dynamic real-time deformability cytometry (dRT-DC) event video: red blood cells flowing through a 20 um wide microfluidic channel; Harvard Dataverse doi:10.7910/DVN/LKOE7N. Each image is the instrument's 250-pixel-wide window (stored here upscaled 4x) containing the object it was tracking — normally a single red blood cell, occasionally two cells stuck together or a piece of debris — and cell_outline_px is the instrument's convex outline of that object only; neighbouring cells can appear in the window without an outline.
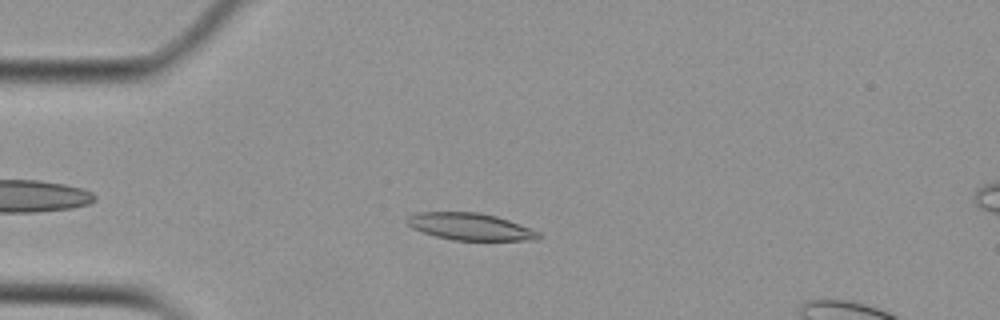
{"species": "Egyptian fruit bat (a non-hibernating species)", "species_latin": "Rousettus aegyptiacus", "temperature_condition": "cold", "stored_images_in_passage": 47, "camera_frame_rate_fps": 3000, "um_per_image_px": 0.085, "animal": {"sex": "female"}, "frame": {"image": 1, "passage_image": 8, "time_ms": 2.333, "image_size_px": [1000, 320], "cell_outline_px": [[540, 236], [536, 240], [452, 240], [436, 236], [412, 228], [404, 220], [408, 216], [416, 212], [480, 212], [496, 216], [508, 220], [540, 232]], "centroid_in_image_um": [39.93, 19.25], "position_along_channel_um": 45.1, "area_um2": 20.63}}
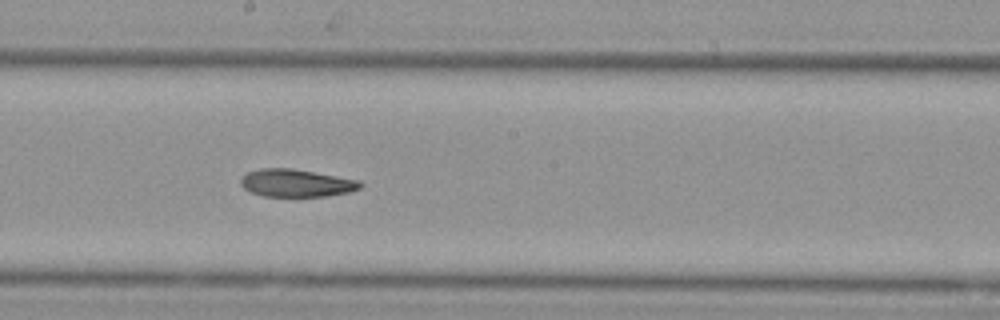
{"frame": {"image": 2, "passage_image": 24, "time_ms": 7.667, "image_size_px": [1000, 320], "cell_outline_px": [[364, 184], [360, 188], [348, 192], [324, 196], [264, 196], [252, 192], [244, 188], [240, 184], [240, 180], [248, 172], [260, 168], [292, 168], [360, 180]], "centroid_in_image_um": [25.2, 15.55], "position_along_channel_um": 223.0, "area_um2": 19.13}}
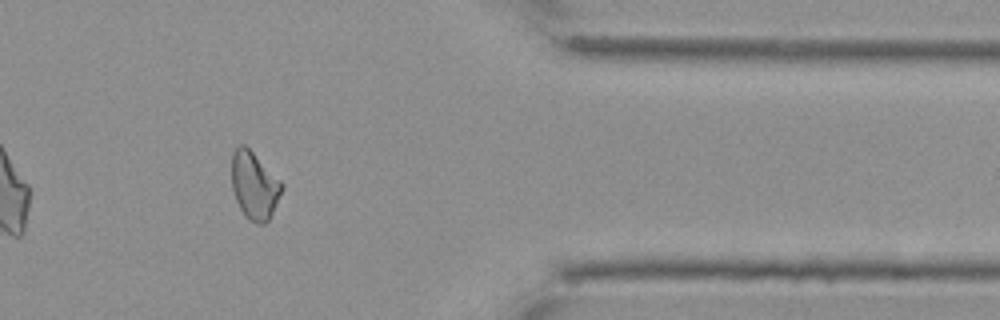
{"frame": {"image": 3, "passage_image": 39, "time_ms": 12.667, "image_size_px": [1000, 320], "cell_outline_px": [[284, 188], [268, 220], [264, 224], [256, 224], [248, 220], [244, 216], [236, 200], [232, 188], [232, 152], [240, 144], [244, 144], [284, 184]], "centroid_in_image_um": [21.61, 15.79], "position_along_channel_um": 389.8, "area_um2": 19.59}}